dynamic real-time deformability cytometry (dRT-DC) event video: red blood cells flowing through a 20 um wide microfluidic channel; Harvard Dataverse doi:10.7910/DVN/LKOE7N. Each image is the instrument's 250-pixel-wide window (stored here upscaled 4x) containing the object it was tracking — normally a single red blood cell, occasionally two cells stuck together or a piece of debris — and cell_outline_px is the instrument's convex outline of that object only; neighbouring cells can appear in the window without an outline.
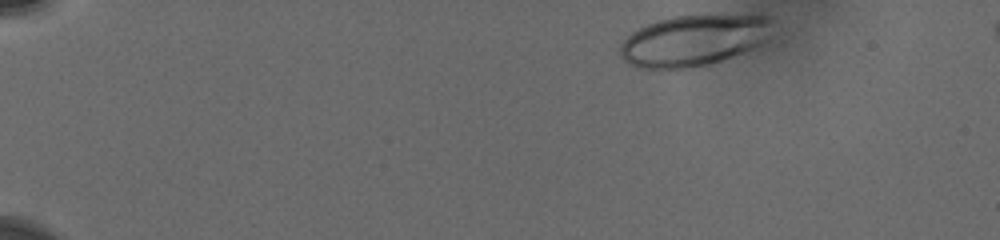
{"species": "human", "species_latin": "Homo sapiens", "temperature_condition": "cold", "stored_images_in_passage": 11, "camera_frame_rate_fps": 3000, "um_per_image_px": 0.085, "donor": {"sex": "male"}, "frame": {"image": 1, "passage_image": 2, "time_ms": 0.333, "image_size_px": [1000, 240], "cell_outline_px": [[776, 20], [764, 40], [760, 44], [744, 52], [708, 64], [660, 72], [636, 68], [628, 64], [620, 56], [620, 44], [632, 32], [656, 20], [672, 16], [708, 12], [772, 16]], "centroid_in_image_um": [58.95, 3.4], "position_along_channel_um": 26.1, "area_um2": 46.93}}